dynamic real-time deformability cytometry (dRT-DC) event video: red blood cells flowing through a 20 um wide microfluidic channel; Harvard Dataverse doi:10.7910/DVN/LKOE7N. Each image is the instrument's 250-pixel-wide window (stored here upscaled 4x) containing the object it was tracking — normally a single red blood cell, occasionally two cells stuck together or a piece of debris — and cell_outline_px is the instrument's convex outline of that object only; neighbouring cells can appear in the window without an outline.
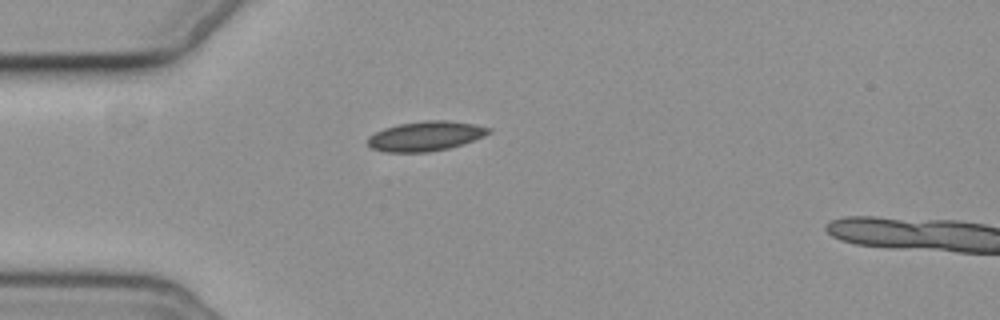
{"species": "common noctule bat (a hibernating species)", "species_latin": "Nyctalus noctula", "temperature_condition": "cold", "stored_images_in_passage": 2, "camera_frame_rate_fps": 3000, "um_per_image_px": 0.085, "animal": {"sex": "female", "body_mass_g": 19.3, "forearm_length_mm": 54.1}, "frame": {"image": 1, "passage_image": 2, "time_ms": 2.0, "image_size_px": [1000, 320], "cell_outline_px": [[492, 132], [484, 136], [448, 148], [428, 152], [384, 152], [372, 148], [368, 144], [368, 136], [384, 128], [400, 124], [424, 120], [448, 120], [476, 124], [492, 128]], "centroid_in_image_um": [36.19, 11.56], "position_along_channel_um": 48.8, "area_um2": 20.87}}